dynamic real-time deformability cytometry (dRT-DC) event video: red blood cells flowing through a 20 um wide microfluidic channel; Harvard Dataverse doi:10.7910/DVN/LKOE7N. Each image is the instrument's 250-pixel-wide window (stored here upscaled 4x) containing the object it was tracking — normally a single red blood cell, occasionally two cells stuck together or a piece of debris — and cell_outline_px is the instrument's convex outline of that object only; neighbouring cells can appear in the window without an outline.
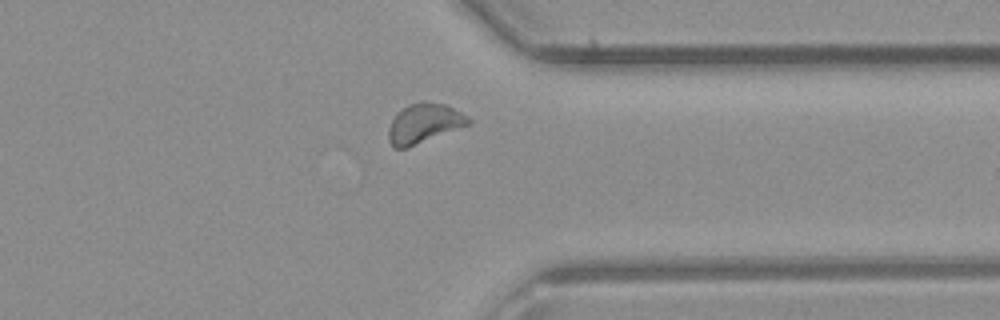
{"species": "common noctule bat (a hibernating species)", "species_latin": "Nyctalus noctula", "temperature_condition": "room temperature", "stored_images_in_passage": 31, "camera_frame_rate_fps": 3000, "um_per_image_px": 0.085, "animal": {"sex": "male", "body_mass_g": 23.1, "forearm_length_mm": 52.7}, "frame": {"image": 1, "passage_image": 22, "time_ms": 7.0, "image_size_px": [1000, 320], "cell_outline_px": [[472, 124], [408, 148], [392, 148], [388, 140], [388, 128], [396, 112], [408, 104], [420, 100], [424, 100], [444, 104], [460, 112], [472, 120]], "centroid_in_image_um": [36.02, 10.49], "position_along_channel_um": 375.4, "area_um2": 18.84}}
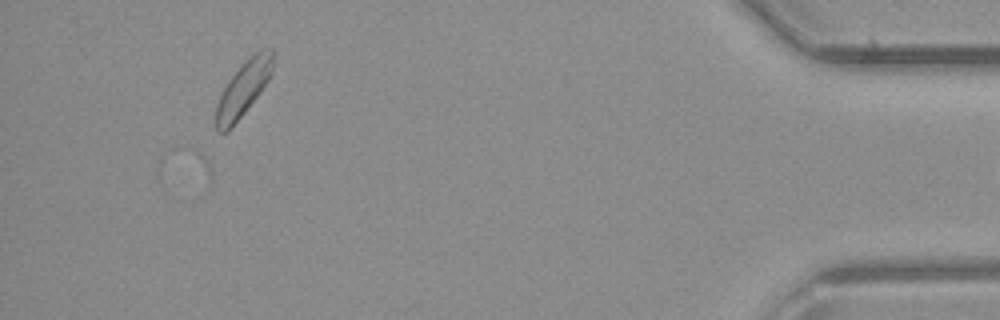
{"frame": {"image": 2, "passage_image": 28, "time_ms": 9.0, "image_size_px": [1000, 320], "cell_outline_px": [[276, 52], [272, 72], [268, 80], [260, 92], [228, 132], [216, 132], [216, 104], [228, 80], [256, 52], [264, 48], [272, 48]], "centroid_in_image_um": [20.71, 7.54], "position_along_channel_um": 414.5, "area_um2": 17.86}}